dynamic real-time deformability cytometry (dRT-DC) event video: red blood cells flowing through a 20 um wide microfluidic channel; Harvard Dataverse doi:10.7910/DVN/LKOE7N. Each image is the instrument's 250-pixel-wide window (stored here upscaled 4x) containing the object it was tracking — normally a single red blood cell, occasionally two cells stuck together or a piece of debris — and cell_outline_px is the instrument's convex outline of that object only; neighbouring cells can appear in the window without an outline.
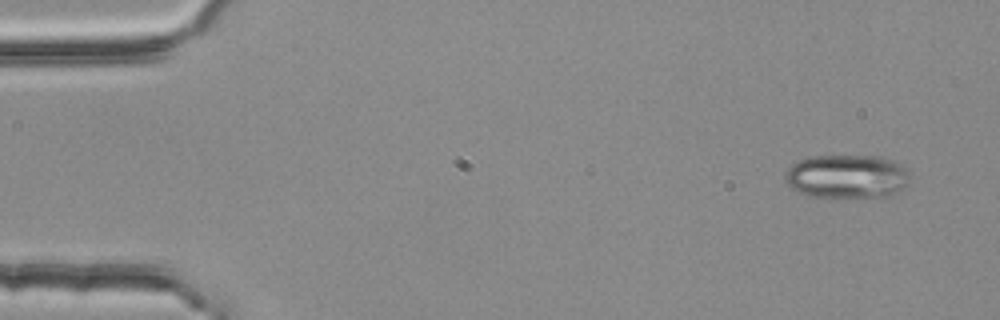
{"species": "common noctule bat (a hibernating species)", "species_latin": "Nyctalus noctula", "temperature_condition": "room temperature", "stored_images_in_passage": 3, "camera_frame_rate_fps": 3000, "um_per_image_px": 0.085, "animal": {"sex": "female", "body_mass_g": 25.1}, "frame": {"image": 1, "passage_image": 1, "time_ms": 0.0, "image_size_px": [1000, 320], "cell_outline_px": [[912, 176], [908, 184], [896, 192], [884, 196], [844, 200], [840, 200], [808, 196], [792, 188], [784, 180], [784, 172], [792, 164], [800, 160], [812, 156], [880, 156], [892, 160], [908, 168]], "centroid_in_image_um": [72.0, 15.04], "position_along_channel_um": 13.0, "area_um2": 32.89}}